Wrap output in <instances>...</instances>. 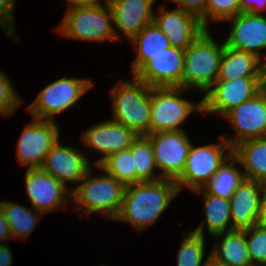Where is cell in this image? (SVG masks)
<instances>
[{
	"instance_id": "obj_1",
	"label": "cell",
	"mask_w": 266,
	"mask_h": 266,
	"mask_svg": "<svg viewBox=\"0 0 266 266\" xmlns=\"http://www.w3.org/2000/svg\"><path fill=\"white\" fill-rule=\"evenodd\" d=\"M178 193L177 184L172 179L127 185L115 220L130 223L141 232L156 222Z\"/></svg>"
},
{
	"instance_id": "obj_2",
	"label": "cell",
	"mask_w": 266,
	"mask_h": 266,
	"mask_svg": "<svg viewBox=\"0 0 266 266\" xmlns=\"http://www.w3.org/2000/svg\"><path fill=\"white\" fill-rule=\"evenodd\" d=\"M92 168L77 186L70 188L72 196L69 198L82 213L90 216L99 213L115 220L122 207L126 186L104 170L103 175L93 177Z\"/></svg>"
},
{
	"instance_id": "obj_3",
	"label": "cell",
	"mask_w": 266,
	"mask_h": 266,
	"mask_svg": "<svg viewBox=\"0 0 266 266\" xmlns=\"http://www.w3.org/2000/svg\"><path fill=\"white\" fill-rule=\"evenodd\" d=\"M112 120L127 127L137 136L150 134L151 87L132 76L110 89Z\"/></svg>"
},
{
	"instance_id": "obj_4",
	"label": "cell",
	"mask_w": 266,
	"mask_h": 266,
	"mask_svg": "<svg viewBox=\"0 0 266 266\" xmlns=\"http://www.w3.org/2000/svg\"><path fill=\"white\" fill-rule=\"evenodd\" d=\"M225 42L218 44L206 29L184 50L183 87L196 88L204 94L217 81Z\"/></svg>"
},
{
	"instance_id": "obj_5",
	"label": "cell",
	"mask_w": 266,
	"mask_h": 266,
	"mask_svg": "<svg viewBox=\"0 0 266 266\" xmlns=\"http://www.w3.org/2000/svg\"><path fill=\"white\" fill-rule=\"evenodd\" d=\"M103 4L67 9L56 31L67 38L103 42L117 40L114 34L111 9Z\"/></svg>"
},
{
	"instance_id": "obj_6",
	"label": "cell",
	"mask_w": 266,
	"mask_h": 266,
	"mask_svg": "<svg viewBox=\"0 0 266 266\" xmlns=\"http://www.w3.org/2000/svg\"><path fill=\"white\" fill-rule=\"evenodd\" d=\"M184 87H151L150 134L182 131L181 124L194 112H203L202 100L196 105L182 98Z\"/></svg>"
},
{
	"instance_id": "obj_7",
	"label": "cell",
	"mask_w": 266,
	"mask_h": 266,
	"mask_svg": "<svg viewBox=\"0 0 266 266\" xmlns=\"http://www.w3.org/2000/svg\"><path fill=\"white\" fill-rule=\"evenodd\" d=\"M220 139L219 143L199 147L191 144L185 168L175 180L179 192L186 186L191 191L203 188L219 170V167L227 159H230L233 154V148L222 135Z\"/></svg>"
},
{
	"instance_id": "obj_8",
	"label": "cell",
	"mask_w": 266,
	"mask_h": 266,
	"mask_svg": "<svg viewBox=\"0 0 266 266\" xmlns=\"http://www.w3.org/2000/svg\"><path fill=\"white\" fill-rule=\"evenodd\" d=\"M92 86V80L87 78L62 77L41 90L27 111L32 118L54 121L56 114L73 107Z\"/></svg>"
},
{
	"instance_id": "obj_9",
	"label": "cell",
	"mask_w": 266,
	"mask_h": 266,
	"mask_svg": "<svg viewBox=\"0 0 266 266\" xmlns=\"http://www.w3.org/2000/svg\"><path fill=\"white\" fill-rule=\"evenodd\" d=\"M265 88V77H244L216 81L202 99L203 114L225 116L234 107L250 100Z\"/></svg>"
},
{
	"instance_id": "obj_10",
	"label": "cell",
	"mask_w": 266,
	"mask_h": 266,
	"mask_svg": "<svg viewBox=\"0 0 266 266\" xmlns=\"http://www.w3.org/2000/svg\"><path fill=\"white\" fill-rule=\"evenodd\" d=\"M185 130L154 132L146 137L152 144L155 163L163 179L176 180L183 172L191 146Z\"/></svg>"
},
{
	"instance_id": "obj_11",
	"label": "cell",
	"mask_w": 266,
	"mask_h": 266,
	"mask_svg": "<svg viewBox=\"0 0 266 266\" xmlns=\"http://www.w3.org/2000/svg\"><path fill=\"white\" fill-rule=\"evenodd\" d=\"M32 119L21 133L16 156L21 165L40 168L47 153L59 140L60 131L54 121Z\"/></svg>"
},
{
	"instance_id": "obj_12",
	"label": "cell",
	"mask_w": 266,
	"mask_h": 266,
	"mask_svg": "<svg viewBox=\"0 0 266 266\" xmlns=\"http://www.w3.org/2000/svg\"><path fill=\"white\" fill-rule=\"evenodd\" d=\"M224 118L235 130L233 139L222 136L232 148L246 140L266 137V87L252 99L234 107Z\"/></svg>"
},
{
	"instance_id": "obj_13",
	"label": "cell",
	"mask_w": 266,
	"mask_h": 266,
	"mask_svg": "<svg viewBox=\"0 0 266 266\" xmlns=\"http://www.w3.org/2000/svg\"><path fill=\"white\" fill-rule=\"evenodd\" d=\"M25 186L33 209L43 214L62 209L70 202L64 196H72L69 187L41 168H28Z\"/></svg>"
},
{
	"instance_id": "obj_14",
	"label": "cell",
	"mask_w": 266,
	"mask_h": 266,
	"mask_svg": "<svg viewBox=\"0 0 266 266\" xmlns=\"http://www.w3.org/2000/svg\"><path fill=\"white\" fill-rule=\"evenodd\" d=\"M184 50L169 47L153 56L134 76L150 87H183Z\"/></svg>"
},
{
	"instance_id": "obj_15",
	"label": "cell",
	"mask_w": 266,
	"mask_h": 266,
	"mask_svg": "<svg viewBox=\"0 0 266 266\" xmlns=\"http://www.w3.org/2000/svg\"><path fill=\"white\" fill-rule=\"evenodd\" d=\"M81 137L85 146L103 155L94 163L98 166L110 155L130 148L138 136L127 127L110 119L94 124L84 131Z\"/></svg>"
},
{
	"instance_id": "obj_16",
	"label": "cell",
	"mask_w": 266,
	"mask_h": 266,
	"mask_svg": "<svg viewBox=\"0 0 266 266\" xmlns=\"http://www.w3.org/2000/svg\"><path fill=\"white\" fill-rule=\"evenodd\" d=\"M153 23L167 36L172 47L183 50L206 30L199 18L178 7L171 11L162 7L158 14L154 12Z\"/></svg>"
},
{
	"instance_id": "obj_17",
	"label": "cell",
	"mask_w": 266,
	"mask_h": 266,
	"mask_svg": "<svg viewBox=\"0 0 266 266\" xmlns=\"http://www.w3.org/2000/svg\"><path fill=\"white\" fill-rule=\"evenodd\" d=\"M90 162L85 152L63 146L58 140L47 153L40 168L68 187V181L80 183L92 167Z\"/></svg>"
},
{
	"instance_id": "obj_18",
	"label": "cell",
	"mask_w": 266,
	"mask_h": 266,
	"mask_svg": "<svg viewBox=\"0 0 266 266\" xmlns=\"http://www.w3.org/2000/svg\"><path fill=\"white\" fill-rule=\"evenodd\" d=\"M227 20L232 21V27L225 45L253 53L261 59V51L266 49V17L241 12Z\"/></svg>"
},
{
	"instance_id": "obj_19",
	"label": "cell",
	"mask_w": 266,
	"mask_h": 266,
	"mask_svg": "<svg viewBox=\"0 0 266 266\" xmlns=\"http://www.w3.org/2000/svg\"><path fill=\"white\" fill-rule=\"evenodd\" d=\"M112 13L114 34L117 40L122 32L128 39L136 36L145 26L153 22L155 0H106ZM118 31H120L118 33Z\"/></svg>"
},
{
	"instance_id": "obj_20",
	"label": "cell",
	"mask_w": 266,
	"mask_h": 266,
	"mask_svg": "<svg viewBox=\"0 0 266 266\" xmlns=\"http://www.w3.org/2000/svg\"><path fill=\"white\" fill-rule=\"evenodd\" d=\"M265 185L244 178L230 197L232 228L243 230L257 224Z\"/></svg>"
},
{
	"instance_id": "obj_21",
	"label": "cell",
	"mask_w": 266,
	"mask_h": 266,
	"mask_svg": "<svg viewBox=\"0 0 266 266\" xmlns=\"http://www.w3.org/2000/svg\"><path fill=\"white\" fill-rule=\"evenodd\" d=\"M244 77H265V63L253 53L225 45L217 81Z\"/></svg>"
},
{
	"instance_id": "obj_22",
	"label": "cell",
	"mask_w": 266,
	"mask_h": 266,
	"mask_svg": "<svg viewBox=\"0 0 266 266\" xmlns=\"http://www.w3.org/2000/svg\"><path fill=\"white\" fill-rule=\"evenodd\" d=\"M233 155L244 168L245 178L266 185V137L239 143L233 148Z\"/></svg>"
},
{
	"instance_id": "obj_23",
	"label": "cell",
	"mask_w": 266,
	"mask_h": 266,
	"mask_svg": "<svg viewBox=\"0 0 266 266\" xmlns=\"http://www.w3.org/2000/svg\"><path fill=\"white\" fill-rule=\"evenodd\" d=\"M213 237L224 238L212 248L210 253L212 257L231 266H253L247 249L244 229H234L213 235Z\"/></svg>"
},
{
	"instance_id": "obj_24",
	"label": "cell",
	"mask_w": 266,
	"mask_h": 266,
	"mask_svg": "<svg viewBox=\"0 0 266 266\" xmlns=\"http://www.w3.org/2000/svg\"><path fill=\"white\" fill-rule=\"evenodd\" d=\"M130 42L137 50L136 58L132 63L133 76L153 58V56L171 47L167 36L153 22L145 26L130 40Z\"/></svg>"
},
{
	"instance_id": "obj_25",
	"label": "cell",
	"mask_w": 266,
	"mask_h": 266,
	"mask_svg": "<svg viewBox=\"0 0 266 266\" xmlns=\"http://www.w3.org/2000/svg\"><path fill=\"white\" fill-rule=\"evenodd\" d=\"M202 194L205 213V224L210 235L234 230L231 223L230 200L209 194L204 188L194 190ZM229 224V225H228Z\"/></svg>"
},
{
	"instance_id": "obj_26",
	"label": "cell",
	"mask_w": 266,
	"mask_h": 266,
	"mask_svg": "<svg viewBox=\"0 0 266 266\" xmlns=\"http://www.w3.org/2000/svg\"><path fill=\"white\" fill-rule=\"evenodd\" d=\"M228 162L226 160L203 187L209 194L230 199L235 189L245 178L243 171L236 168L239 160L233 154Z\"/></svg>"
},
{
	"instance_id": "obj_27",
	"label": "cell",
	"mask_w": 266,
	"mask_h": 266,
	"mask_svg": "<svg viewBox=\"0 0 266 266\" xmlns=\"http://www.w3.org/2000/svg\"><path fill=\"white\" fill-rule=\"evenodd\" d=\"M0 206L8 222L12 238H27L39 221L43 213L36 211V215L20 204L0 201Z\"/></svg>"
},
{
	"instance_id": "obj_28",
	"label": "cell",
	"mask_w": 266,
	"mask_h": 266,
	"mask_svg": "<svg viewBox=\"0 0 266 266\" xmlns=\"http://www.w3.org/2000/svg\"><path fill=\"white\" fill-rule=\"evenodd\" d=\"M134 156V168L136 171V183L153 182L163 179L161 175H155L157 168L153 154L152 144L146 136H138L131 146Z\"/></svg>"
},
{
	"instance_id": "obj_29",
	"label": "cell",
	"mask_w": 266,
	"mask_h": 266,
	"mask_svg": "<svg viewBox=\"0 0 266 266\" xmlns=\"http://www.w3.org/2000/svg\"><path fill=\"white\" fill-rule=\"evenodd\" d=\"M97 167L116 178L125 186L136 183L134 156H132L131 147L110 155Z\"/></svg>"
},
{
	"instance_id": "obj_30",
	"label": "cell",
	"mask_w": 266,
	"mask_h": 266,
	"mask_svg": "<svg viewBox=\"0 0 266 266\" xmlns=\"http://www.w3.org/2000/svg\"><path fill=\"white\" fill-rule=\"evenodd\" d=\"M204 226L202 222L198 228L186 234L177 253V266H205V262L202 263L205 252Z\"/></svg>"
},
{
	"instance_id": "obj_31",
	"label": "cell",
	"mask_w": 266,
	"mask_h": 266,
	"mask_svg": "<svg viewBox=\"0 0 266 266\" xmlns=\"http://www.w3.org/2000/svg\"><path fill=\"white\" fill-rule=\"evenodd\" d=\"M247 249L253 266H266V228L253 225L244 229Z\"/></svg>"
},
{
	"instance_id": "obj_32",
	"label": "cell",
	"mask_w": 266,
	"mask_h": 266,
	"mask_svg": "<svg viewBox=\"0 0 266 266\" xmlns=\"http://www.w3.org/2000/svg\"><path fill=\"white\" fill-rule=\"evenodd\" d=\"M241 13L239 0H208L205 13V28L208 29V21H227ZM210 17V18H209Z\"/></svg>"
},
{
	"instance_id": "obj_33",
	"label": "cell",
	"mask_w": 266,
	"mask_h": 266,
	"mask_svg": "<svg viewBox=\"0 0 266 266\" xmlns=\"http://www.w3.org/2000/svg\"><path fill=\"white\" fill-rule=\"evenodd\" d=\"M22 103L9 78L0 71V115L11 116Z\"/></svg>"
},
{
	"instance_id": "obj_34",
	"label": "cell",
	"mask_w": 266,
	"mask_h": 266,
	"mask_svg": "<svg viewBox=\"0 0 266 266\" xmlns=\"http://www.w3.org/2000/svg\"><path fill=\"white\" fill-rule=\"evenodd\" d=\"M16 0H0V27L8 37L16 35L13 12Z\"/></svg>"
},
{
	"instance_id": "obj_35",
	"label": "cell",
	"mask_w": 266,
	"mask_h": 266,
	"mask_svg": "<svg viewBox=\"0 0 266 266\" xmlns=\"http://www.w3.org/2000/svg\"><path fill=\"white\" fill-rule=\"evenodd\" d=\"M177 3L178 8L193 14L202 21L205 27V13L208 0H171Z\"/></svg>"
},
{
	"instance_id": "obj_36",
	"label": "cell",
	"mask_w": 266,
	"mask_h": 266,
	"mask_svg": "<svg viewBox=\"0 0 266 266\" xmlns=\"http://www.w3.org/2000/svg\"><path fill=\"white\" fill-rule=\"evenodd\" d=\"M241 12L251 14H261L260 11H266V0H239Z\"/></svg>"
},
{
	"instance_id": "obj_37",
	"label": "cell",
	"mask_w": 266,
	"mask_h": 266,
	"mask_svg": "<svg viewBox=\"0 0 266 266\" xmlns=\"http://www.w3.org/2000/svg\"><path fill=\"white\" fill-rule=\"evenodd\" d=\"M12 258L10 247L0 242V266H11Z\"/></svg>"
},
{
	"instance_id": "obj_38",
	"label": "cell",
	"mask_w": 266,
	"mask_h": 266,
	"mask_svg": "<svg viewBox=\"0 0 266 266\" xmlns=\"http://www.w3.org/2000/svg\"><path fill=\"white\" fill-rule=\"evenodd\" d=\"M257 225L266 228V185L261 197Z\"/></svg>"
},
{
	"instance_id": "obj_39",
	"label": "cell",
	"mask_w": 266,
	"mask_h": 266,
	"mask_svg": "<svg viewBox=\"0 0 266 266\" xmlns=\"http://www.w3.org/2000/svg\"><path fill=\"white\" fill-rule=\"evenodd\" d=\"M6 239L10 240L12 239V236L9 230L8 222L0 206V241L6 240Z\"/></svg>"
},
{
	"instance_id": "obj_40",
	"label": "cell",
	"mask_w": 266,
	"mask_h": 266,
	"mask_svg": "<svg viewBox=\"0 0 266 266\" xmlns=\"http://www.w3.org/2000/svg\"><path fill=\"white\" fill-rule=\"evenodd\" d=\"M67 1L69 3L68 9L101 4L100 0H67Z\"/></svg>"
},
{
	"instance_id": "obj_41",
	"label": "cell",
	"mask_w": 266,
	"mask_h": 266,
	"mask_svg": "<svg viewBox=\"0 0 266 266\" xmlns=\"http://www.w3.org/2000/svg\"><path fill=\"white\" fill-rule=\"evenodd\" d=\"M205 266H231V265L222 263L209 254L208 259L205 261Z\"/></svg>"
},
{
	"instance_id": "obj_42",
	"label": "cell",
	"mask_w": 266,
	"mask_h": 266,
	"mask_svg": "<svg viewBox=\"0 0 266 266\" xmlns=\"http://www.w3.org/2000/svg\"><path fill=\"white\" fill-rule=\"evenodd\" d=\"M265 87H266V64H265Z\"/></svg>"
}]
</instances>
